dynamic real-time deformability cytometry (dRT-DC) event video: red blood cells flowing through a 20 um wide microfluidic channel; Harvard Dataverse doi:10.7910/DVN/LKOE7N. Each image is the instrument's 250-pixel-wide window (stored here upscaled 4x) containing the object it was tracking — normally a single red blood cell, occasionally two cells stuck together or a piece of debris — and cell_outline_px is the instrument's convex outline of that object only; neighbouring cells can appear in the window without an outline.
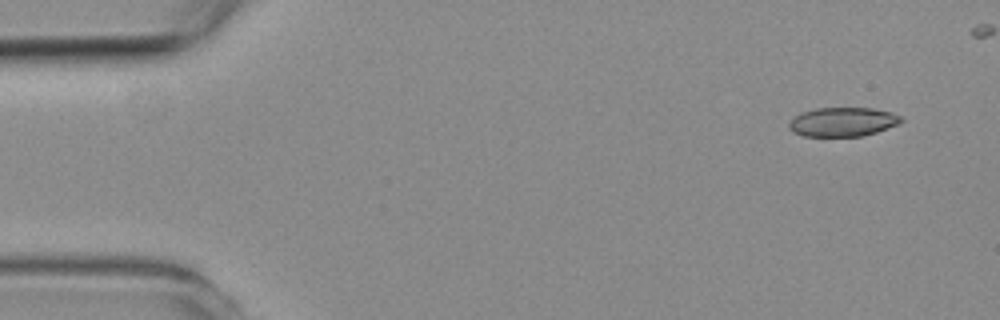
{"species": "common noctule bat (a hibernating species)", "species_latin": "Nyctalus noctula", "temperature_condition": "room temperature", "stored_images_in_passage": 5, "camera_frame_rate_fps": 3000, "um_per_image_px": 0.085, "animal": {"sex": "female", "body_mass_g": 19.3, "forearm_length_mm": 54.1}, "frame": {"image": 1, "passage_image": 1, "time_ms": 0.0, "image_size_px": [1000, 320], "cell_outline_px": [[904, 120], [900, 124], [876, 132], [860, 136], [804, 136], [792, 132], [788, 128], [788, 124], [796, 116], [804, 112], [816, 108], [872, 108], [892, 112], [900, 116]], "centroid_in_image_um": [71.66, 10.36], "position_along_channel_um": 13.3, "area_um2": 18.96}}
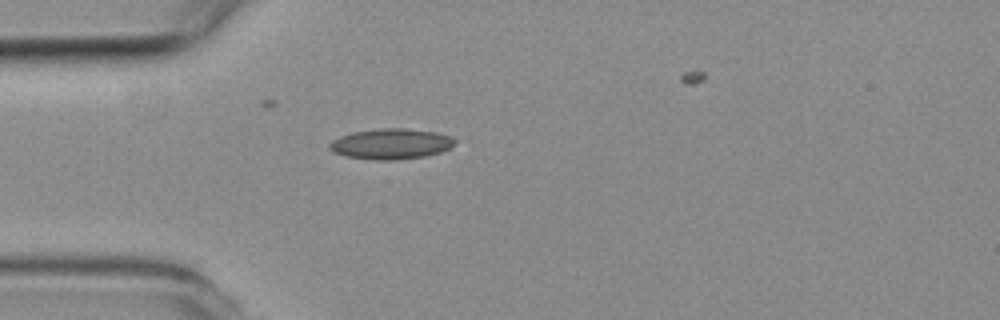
{"frame": {"image": 2, "passage_image": 4, "time_ms": 3.667, "image_size_px": [1000, 320], "cell_outline_px": [[456, 144], [440, 152], [424, 156], [396, 160], [376, 160], [344, 156], [332, 152], [328, 148], [328, 144], [332, 140], [340, 136], [352, 132], [380, 128], [404, 128], [436, 132], [452, 136], [456, 140]], "centroid_in_image_um": [33.21, 12.23], "position_along_channel_um": 51.8, "area_um2": 22.48}}